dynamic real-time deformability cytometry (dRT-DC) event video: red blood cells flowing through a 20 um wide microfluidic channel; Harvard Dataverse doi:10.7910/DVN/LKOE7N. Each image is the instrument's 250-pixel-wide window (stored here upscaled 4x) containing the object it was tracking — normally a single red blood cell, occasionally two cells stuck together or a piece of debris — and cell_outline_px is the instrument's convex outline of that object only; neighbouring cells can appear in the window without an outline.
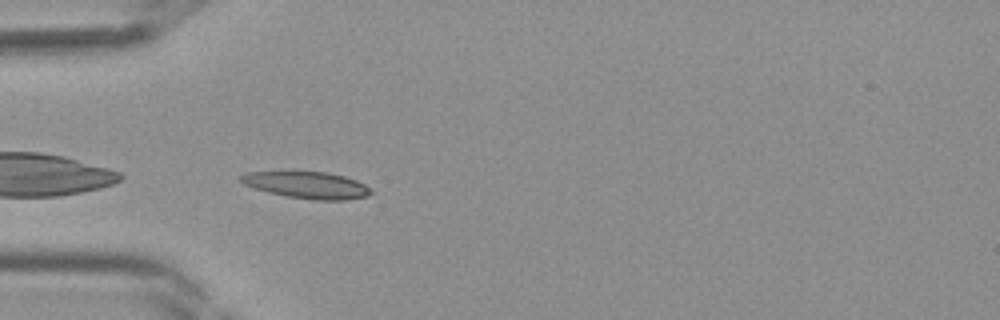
{"species": "Egyptian fruit bat (a non-hibernating species)", "species_latin": "Rousettus aegyptiacus", "temperature_condition": "room temperature", "stored_images_in_passage": 29, "camera_frame_rate_fps": 3000, "um_per_image_px": 0.085, "frame": {"image": 1, "passage_image": 1, "time_ms": 0.0, "image_size_px": [1000, 320], "cell_outline_px": [[372, 192], [368, 196], [344, 200], [316, 200], [288, 196], [268, 192], [244, 184], [236, 176], [248, 172], [324, 172], [344, 176], [356, 180], [372, 188]], "centroid_in_image_um": [26.11, 15.73], "position_along_channel_um": 58.9, "area_um2": 20.11}}
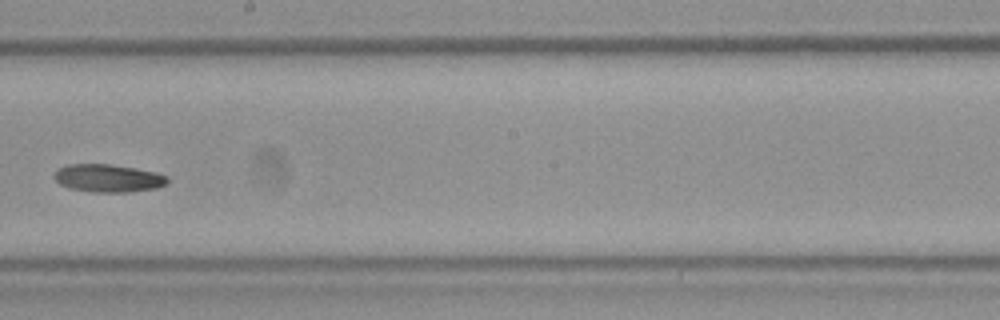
{"frame": {"image": 2, "passage_image": 12, "time_ms": 3.667, "image_size_px": [1000, 320], "cell_outline_px": [[168, 184], [156, 188], [128, 192], [96, 192], [72, 188], [60, 184], [52, 176], [56, 168], [68, 164], [112, 164], [136, 168], [156, 172], [168, 176]], "centroid_in_image_um": [9.2, 15.13], "position_along_channel_um": 239.0, "area_um2": 18.5}}
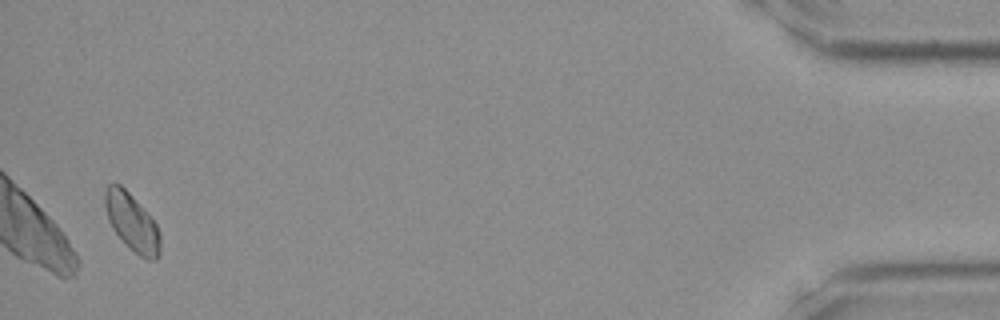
{"frame": {"image": 3, "passage_image": 28, "time_ms": 9.0, "image_size_px": [1000, 320], "cell_outline_px": [[160, 252], [156, 260], [148, 260], [140, 256], [124, 244], [112, 228], [108, 220], [104, 204], [104, 192], [108, 184], [120, 184], [144, 208], [156, 224], [160, 232]], "centroid_in_image_um": [11.21, 18.91], "position_along_channel_um": 424.0, "area_um2": 18.61}}